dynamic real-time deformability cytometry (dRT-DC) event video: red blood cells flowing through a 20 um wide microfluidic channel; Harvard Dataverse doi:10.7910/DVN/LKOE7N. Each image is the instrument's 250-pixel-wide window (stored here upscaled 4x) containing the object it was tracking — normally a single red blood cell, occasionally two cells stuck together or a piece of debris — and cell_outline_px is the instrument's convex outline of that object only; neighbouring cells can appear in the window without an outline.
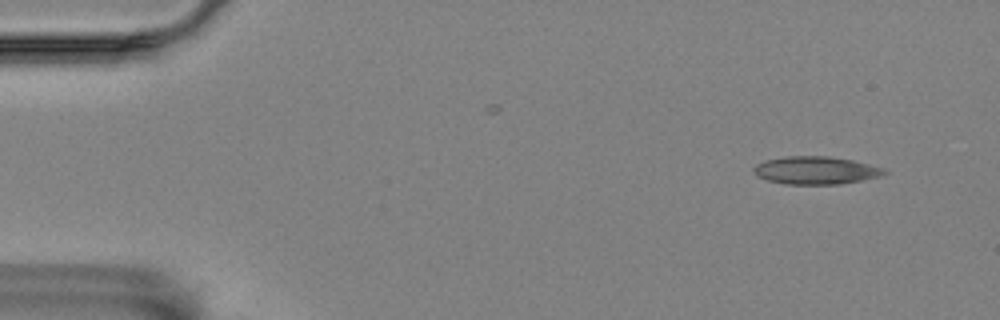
{"species": "Egyptian fruit bat (a non-hibernating species)", "species_latin": "Rousettus aegyptiacus", "temperature_condition": "room temperature", "stored_images_in_passage": 3, "camera_frame_rate_fps": 3000, "um_per_image_px": 0.085, "animal": {"sex": "female"}, "frame": {"image": 1, "passage_image": 1, "time_ms": 0.0, "image_size_px": [1000, 320], "cell_outline_px": [[888, 172], [884, 176], [840, 184], [788, 184], [768, 180], [756, 176], [752, 168], [756, 164], [764, 160], [784, 156], [828, 156], [852, 160], [884, 168]], "centroid_in_image_um": [69.34, 14.47], "position_along_channel_um": 15.7, "area_um2": 21.27}}